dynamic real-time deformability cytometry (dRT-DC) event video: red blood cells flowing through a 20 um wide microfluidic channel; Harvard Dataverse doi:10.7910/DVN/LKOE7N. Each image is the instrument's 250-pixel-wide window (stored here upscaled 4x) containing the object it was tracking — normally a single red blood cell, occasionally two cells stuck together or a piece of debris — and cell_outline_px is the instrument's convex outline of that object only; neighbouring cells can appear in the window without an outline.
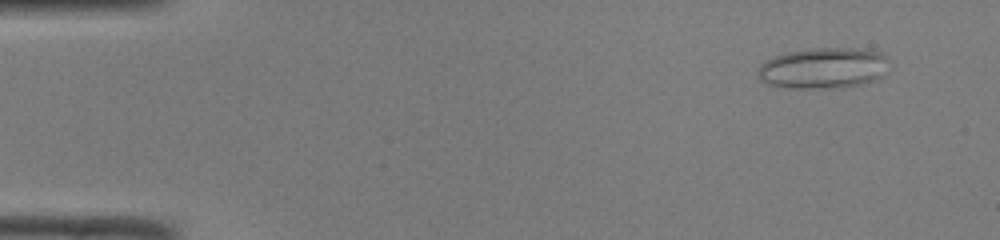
{"species": "common noctule bat (a hibernating species)", "species_latin": "Nyctalus noctula", "temperature_condition": "room temperature", "stored_images_in_passage": 47, "camera_frame_rate_fps": 3000, "um_per_image_px": 0.085, "animal": {"sex": "male", "body_mass_g": 19.0, "forearm_length_mm": 50.8}, "frame": {"image": 1, "passage_image": 2, "time_ms": 0.333, "image_size_px": [1000, 240], "cell_outline_px": [[888, 60], [880, 76], [872, 80], [856, 84], [836, 88], [784, 88], [768, 84], [760, 80], [756, 72], [760, 64], [776, 56], [788, 52], [808, 48], [852, 48], [884, 52]], "centroid_in_image_um": [69.91, 5.78], "position_along_channel_um": 15.1, "area_um2": 31.04}}
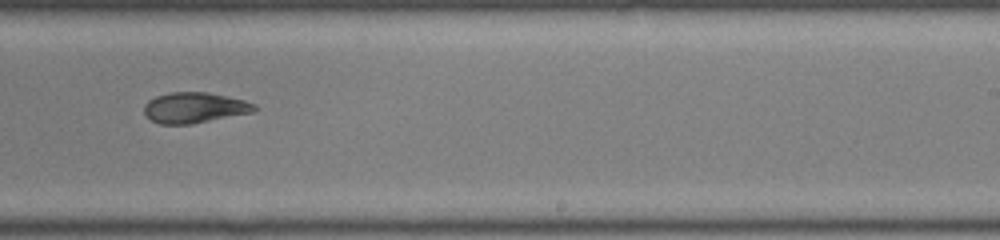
{"frame": {"image": 2, "passage_image": 29, "time_ms": 9.333, "image_size_px": [1000, 240], "cell_outline_px": [[256, 108], [252, 112], [192, 124], [160, 124], [152, 120], [144, 112], [144, 104], [148, 100], [156, 96], [168, 92], [208, 92], [244, 100], [256, 104]], "centroid_in_image_um": [16.51, 9.14], "position_along_channel_um": 272.5, "area_um2": 19.59}}
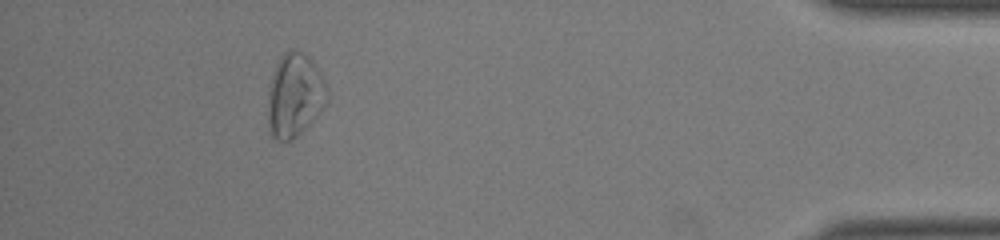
{"frame": {"image": 3, "passage_image": 43, "time_ms": 14.0, "image_size_px": [1000, 240], "cell_outline_px": [[328, 100], [320, 112], [292, 140], [276, 140], [268, 132], [268, 92], [272, 72], [280, 56], [284, 52], [292, 48], [304, 52], [312, 60], [320, 72], [328, 88]], "centroid_in_image_um": [25.03, 8.06], "position_along_channel_um": 410.2, "area_um2": 29.13}, "authors_computed_cell_mechanics": {"area_um2": 22.7154, "velocity_mm_per_s": 4.1033, "shape_relaxation_time_tau1_ms": null, "shape_relaxation_time_tau2_ms": 3.6016, "deformation_change_tau1": null, "deformation_change_tau2": 0.1032}}